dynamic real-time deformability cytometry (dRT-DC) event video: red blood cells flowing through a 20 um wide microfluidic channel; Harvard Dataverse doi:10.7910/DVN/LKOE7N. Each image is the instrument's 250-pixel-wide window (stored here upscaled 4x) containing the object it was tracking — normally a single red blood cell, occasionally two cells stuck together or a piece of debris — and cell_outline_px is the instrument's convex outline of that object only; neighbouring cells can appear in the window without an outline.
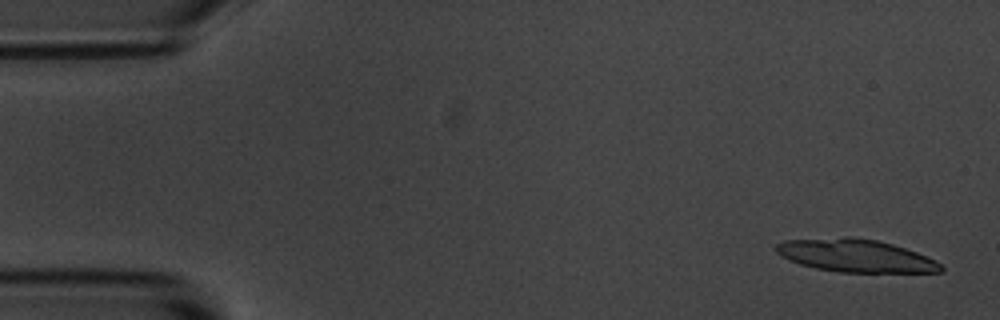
{"species": "common noctule bat (a hibernating species)", "species_latin": "Nyctalus noctula", "temperature_condition": "room temperature", "stored_images_in_passage": 25, "camera_frame_rate_fps": 3000, "um_per_image_px": 0.085, "animal": {"sex": "male", "body_mass_g": 20.1, "forearm_length_mm": 53.5}, "frame": {"image": 1, "passage_image": 2, "time_ms": 0.333, "image_size_px": [1000, 320], "cell_outline_px": [[944, 268], [940, 272], [840, 272], [816, 268], [800, 264], [780, 256], [772, 248], [776, 244], [784, 240], [844, 236], [852, 236], [876, 240], [892, 244], [916, 252], [940, 264]], "centroid_in_image_um": [72.63, 21.71], "position_along_channel_um": 12.4, "area_um2": 31.44}}